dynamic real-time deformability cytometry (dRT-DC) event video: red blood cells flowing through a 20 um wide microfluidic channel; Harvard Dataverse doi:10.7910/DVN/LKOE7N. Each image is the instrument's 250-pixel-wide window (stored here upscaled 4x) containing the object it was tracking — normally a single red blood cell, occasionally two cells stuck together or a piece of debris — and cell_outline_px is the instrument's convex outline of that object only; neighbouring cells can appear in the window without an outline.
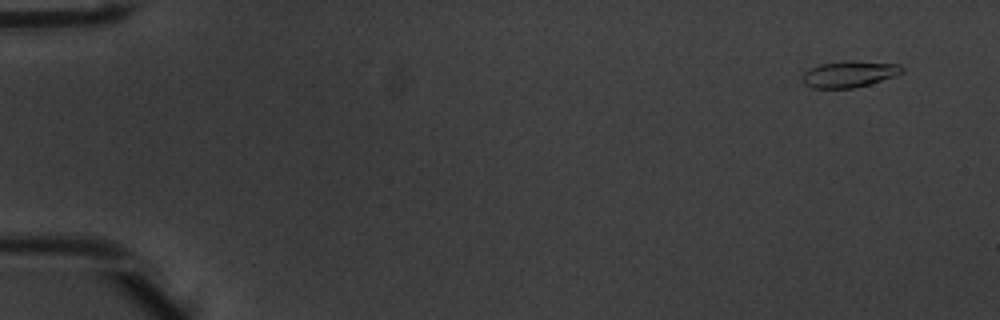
{"species": "common noctule bat (a hibernating species)", "species_latin": "Nyctalus noctula", "temperature_condition": "warm", "stored_images_in_passage": 6, "camera_frame_rate_fps": 3000, "um_per_image_px": 0.085, "animal": {"sex": "male", "body_mass_g": 20.1, "forearm_length_mm": 53.5}, "frame": {"image": 1, "passage_image": 1, "time_ms": 0.0, "image_size_px": [1000, 320], "cell_outline_px": [[904, 72], [896, 76], [868, 84], [852, 88], [812, 88], [804, 84], [804, 72], [808, 68], [820, 64], [844, 60], [852, 60], [900, 64], [904, 68]], "centroid_in_image_um": [72.21, 6.28], "position_along_channel_um": 12.8, "area_um2": 15.43}}